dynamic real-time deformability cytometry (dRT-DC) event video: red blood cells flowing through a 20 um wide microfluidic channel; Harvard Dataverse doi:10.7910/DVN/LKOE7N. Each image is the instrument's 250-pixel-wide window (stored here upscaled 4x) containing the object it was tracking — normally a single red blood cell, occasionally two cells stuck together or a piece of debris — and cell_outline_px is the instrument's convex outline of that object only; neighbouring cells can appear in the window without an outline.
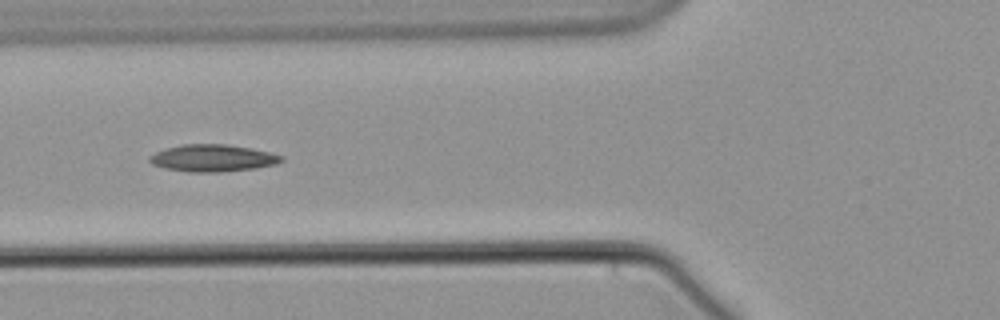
{"species": "common noctule bat (a hibernating species)", "species_latin": "Nyctalus noctula", "temperature_condition": "warm", "stored_images_in_passage": 9, "camera_frame_rate_fps": 3000, "um_per_image_px": 0.085, "animal": {"sex": "male", "body_mass_g": 21.5, "forearm_length_mm": 52.0}, "frame": {"image": 1, "passage_image": 6, "time_ms": 6.0, "image_size_px": [1000, 320], "cell_outline_px": [[284, 160], [276, 164], [256, 168], [220, 172], [188, 172], [164, 168], [152, 164], [148, 160], [148, 156], [164, 148], [184, 144], [224, 144], [252, 148], [284, 156]], "centroid_in_image_um": [18.06, 13.44], "position_along_channel_um": 107.7, "area_um2": 20.92}}